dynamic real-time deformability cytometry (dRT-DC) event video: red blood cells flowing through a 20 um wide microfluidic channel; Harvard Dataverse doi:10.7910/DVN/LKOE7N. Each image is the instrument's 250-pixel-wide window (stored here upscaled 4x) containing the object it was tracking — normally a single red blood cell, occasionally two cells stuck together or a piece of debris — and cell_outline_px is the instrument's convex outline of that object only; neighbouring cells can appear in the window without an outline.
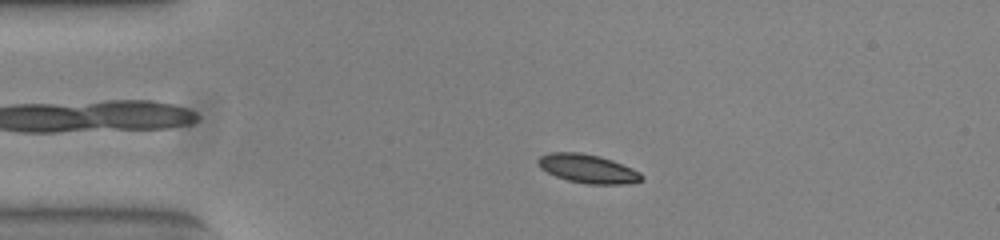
{"species": "common noctule bat (a hibernating species)", "species_latin": "Nyctalus noctula", "temperature_condition": "warm", "stored_images_in_passage": 50, "camera_frame_rate_fps": 3000, "um_per_image_px": 0.085, "animal": {"sex": "female", "body_mass_g": 23.0, "forearm_length_mm": 53.4}, "frame": {"image": 1, "passage_image": 8, "time_ms": 2.333, "image_size_px": [1000, 240], "cell_outline_px": [[644, 180], [628, 184], [588, 184], [568, 180], [556, 176], [540, 168], [536, 164], [536, 160], [540, 156], [552, 152], [580, 152], [600, 156], [612, 160], [632, 168], [640, 172], [644, 176]], "centroid_in_image_um": [49.97, 14.34], "position_along_channel_um": 35.0, "area_um2": 17.46}}
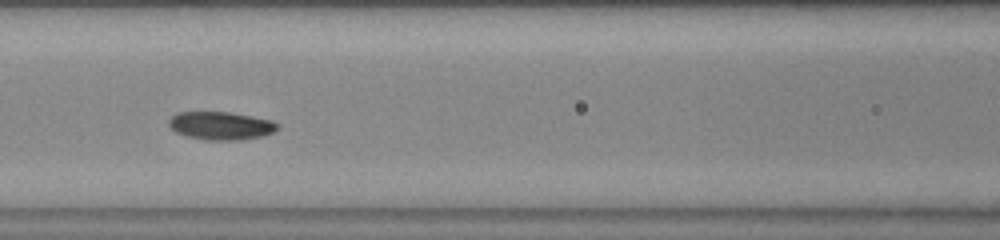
{"frame": {"image": 2, "passage_image": 20, "time_ms": 6.333, "image_size_px": [1000, 240], "cell_outline_px": [[280, 124], [272, 132], [264, 136], [240, 140], [204, 140], [188, 136], [176, 132], [168, 124], [168, 120], [176, 112], [228, 112], [252, 116], [272, 120]], "centroid_in_image_um": [18.77, 10.68], "position_along_channel_um": 147.8, "area_um2": 17.8}}
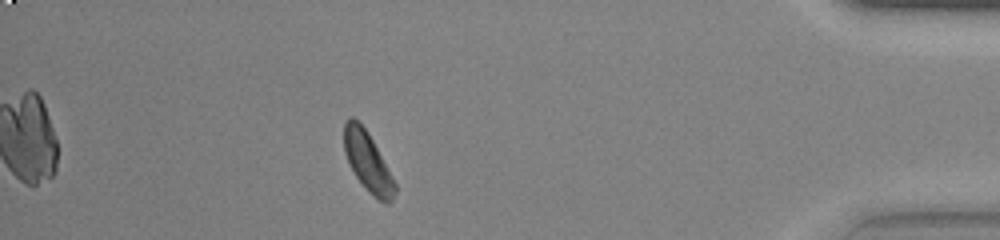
{"frame": {"image": 3, "passage_image": 44, "time_ms": 14.333, "image_size_px": [1000, 240], "cell_outline_px": [[396, 192], [392, 200], [388, 204], [384, 204], [372, 196], [368, 192], [356, 176], [344, 152], [344, 120], [348, 116], [352, 116], [368, 132], [396, 184]], "centroid_in_image_um": [31.25, 13.77], "position_along_channel_um": 403.9, "area_um2": 17.46}, "authors_computed_cell_mechanics": {"area_um2": 17.5423, "velocity_mm_per_s": 3.8138, "shape_relaxation_time_tau1_ms": 1.9838, "shape_relaxation_time_tau2_ms": null, "deformation_change_tau1": 0.0914, "deformation_change_tau2": null}}